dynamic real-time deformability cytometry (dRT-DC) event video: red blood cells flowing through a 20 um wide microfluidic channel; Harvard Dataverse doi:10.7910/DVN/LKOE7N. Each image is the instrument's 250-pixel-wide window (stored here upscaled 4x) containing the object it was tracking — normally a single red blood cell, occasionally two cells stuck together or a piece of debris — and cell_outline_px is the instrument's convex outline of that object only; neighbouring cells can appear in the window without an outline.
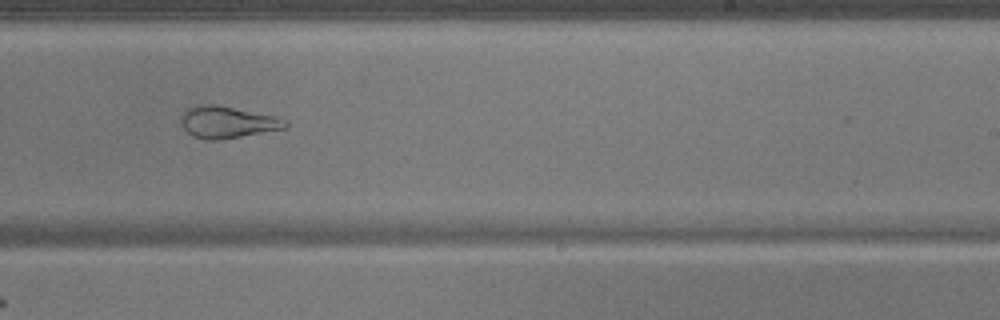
{"species": "common noctule bat (a hibernating species)", "species_latin": "Nyctalus noctula", "temperature_condition": "warm", "stored_images_in_passage": 42, "camera_frame_rate_fps": 3000, "um_per_image_px": 0.085, "animal": {"sex": "male", "body_mass_g": 17.9}, "frame": {"image": 1, "passage_image": 23, "time_ms": 7.333, "image_size_px": [1000, 320], "cell_outline_px": [[288, 128], [220, 140], [208, 140], [192, 136], [180, 124], [180, 116], [188, 108], [196, 104], [216, 104], [276, 116], [288, 120]], "centroid_in_image_um": [19.33, 10.38], "position_along_channel_um": 269.7, "area_um2": 19.65}}
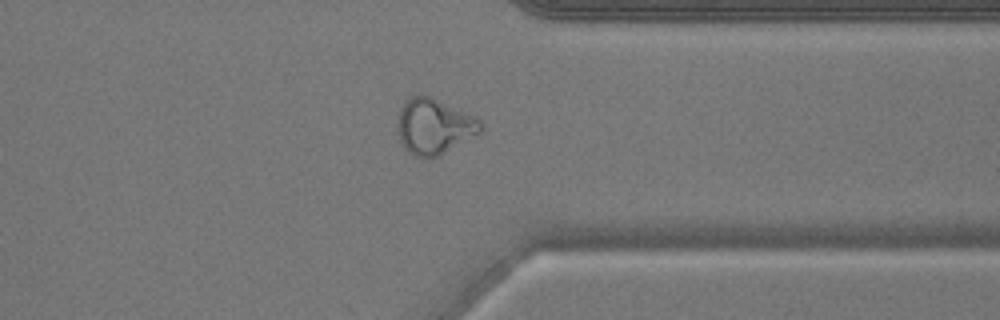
{"frame": {"image": 2, "passage_image": 31, "time_ms": 10.0, "image_size_px": [1000, 320], "cell_outline_px": [[484, 128], [480, 132], [444, 152], [436, 156], [416, 156], [408, 152], [404, 148], [400, 140], [396, 124], [400, 108], [408, 96], [420, 92], [432, 96], [476, 116], [484, 120]], "centroid_in_image_um": [36.89, 10.66], "position_along_channel_um": 374.5, "area_um2": 27.28}}
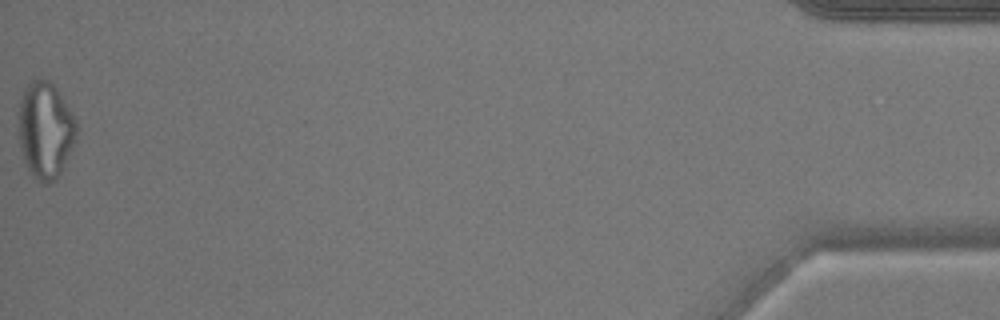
{"frame": {"image": 3, "passage_image": 42, "time_ms": 13.667, "image_size_px": [1000, 320], "cell_outline_px": [[76, 140], [56, 180], [48, 184], [40, 184], [28, 172], [24, 164], [20, 148], [16, 112], [20, 96], [24, 88], [32, 80], [52, 80], [72, 112], [76, 120]], "centroid_in_image_um": [3.81, 11.06], "position_along_channel_um": 431.4, "area_um2": 33.52}}